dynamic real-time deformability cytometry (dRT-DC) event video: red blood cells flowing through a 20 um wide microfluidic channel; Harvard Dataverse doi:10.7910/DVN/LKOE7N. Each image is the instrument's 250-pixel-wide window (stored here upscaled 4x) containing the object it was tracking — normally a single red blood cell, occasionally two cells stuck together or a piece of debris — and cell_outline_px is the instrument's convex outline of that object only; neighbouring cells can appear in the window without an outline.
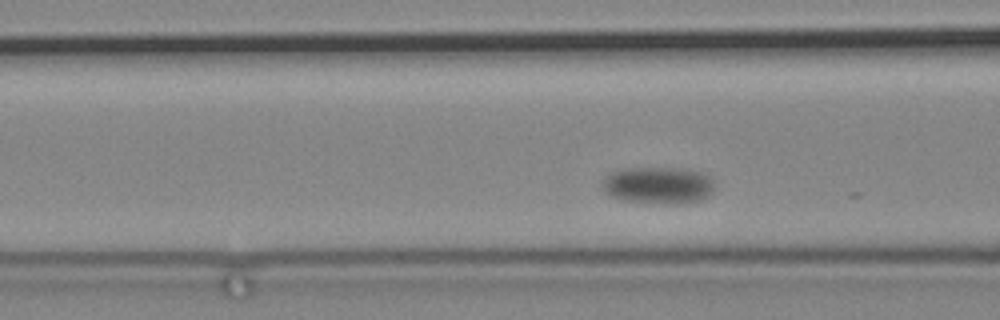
{"species": "common noctule bat (a hibernating species)", "species_latin": "Nyctalus noctula", "temperature_condition": "cold", "stored_images_in_passage": 38, "camera_frame_rate_fps": 3000, "um_per_image_px": 0.085, "animal": {"sex": "male", "body_mass_g": 19.2, "forearm_length_mm": 51.8}, "frame": {"image": 1, "passage_image": 7, "time_ms": 2.0, "image_size_px": [1000, 320], "cell_outline_px": [[712, 188], [708, 196], [700, 200], [680, 204], [668, 204], [628, 200], [612, 196], [604, 188], [604, 176], [612, 172], [624, 168], [680, 168], [700, 172], [708, 176], [712, 180]], "centroid_in_image_um": [55.97, 15.74], "position_along_channel_um": 110.6, "area_um2": 23.7}}
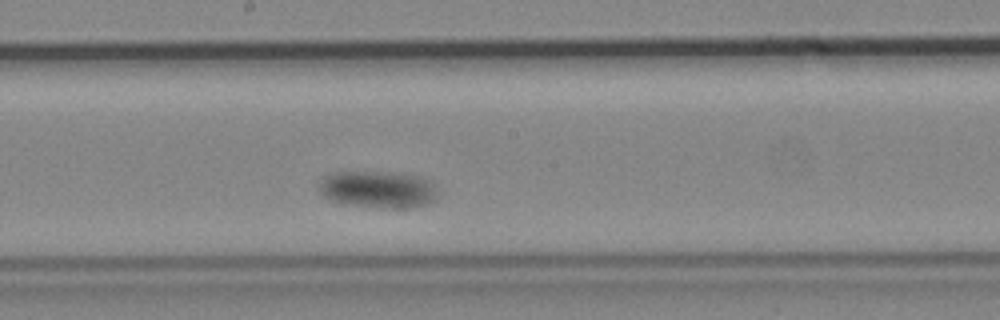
{"frame": {"image": 2, "passage_image": 20, "time_ms": 6.333, "image_size_px": [1000, 320], "cell_outline_px": [[436, 200], [428, 204], [408, 208], [388, 208], [344, 204], [332, 200], [324, 196], [316, 188], [328, 176], [336, 172], [388, 172], [420, 176], [428, 180], [436, 188]], "centroid_in_image_um": [32.16, 16.11], "position_along_channel_um": 216.0, "area_um2": 25.43}}
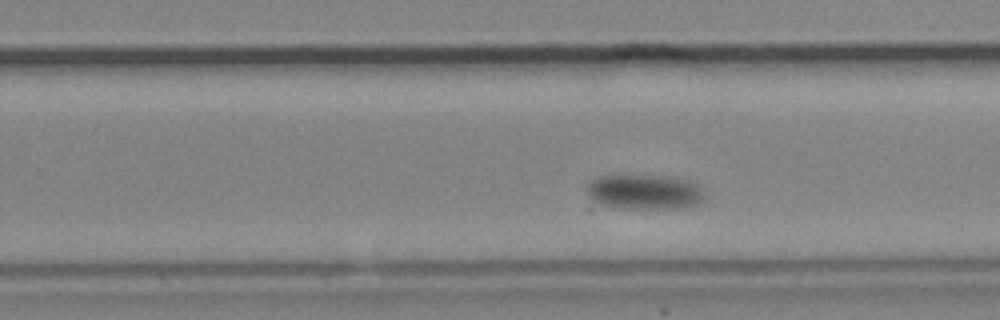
{"frame": {"image": 3, "passage_image": 27, "time_ms": 8.667, "image_size_px": [1000, 320], "cell_outline_px": [[704, 200], [700, 204], [688, 208], [584, 208], [588, 184], [596, 176], [660, 176], [688, 180], [696, 184], [704, 192]], "centroid_in_image_um": [54.59, 16.38], "position_along_channel_um": 275.2, "area_um2": 25.14}}